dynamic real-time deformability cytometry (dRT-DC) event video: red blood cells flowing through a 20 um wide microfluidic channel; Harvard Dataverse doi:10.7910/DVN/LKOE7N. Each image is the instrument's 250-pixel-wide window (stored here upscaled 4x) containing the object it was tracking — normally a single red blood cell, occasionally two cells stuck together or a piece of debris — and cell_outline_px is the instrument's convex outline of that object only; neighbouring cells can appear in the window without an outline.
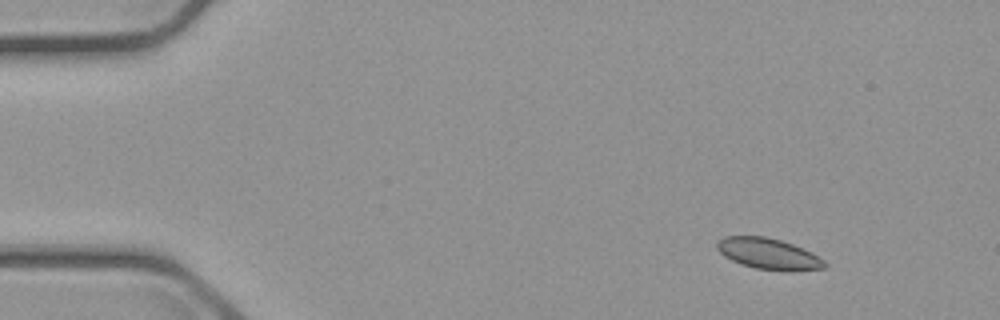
{"species": "common noctule bat (a hibernating species)", "species_latin": "Nyctalus noctula", "temperature_condition": "cold", "stored_images_in_passage": 5, "camera_frame_rate_fps": 3000, "um_per_image_px": 0.085, "animal": {"sex": "male", "body_mass_g": 23.1, "forearm_length_mm": 52.7}, "frame": {"image": 1, "passage_image": 2, "time_ms": 1.333, "image_size_px": [1000, 320], "cell_outline_px": [[828, 264], [824, 268], [792, 272], [784, 272], [756, 268], [740, 264], [724, 256], [716, 248], [716, 240], [724, 236], [764, 236], [780, 240], [792, 244], [812, 252], [824, 260]], "centroid_in_image_um": [65.33, 21.58], "position_along_channel_um": 19.7, "area_um2": 19.77}}
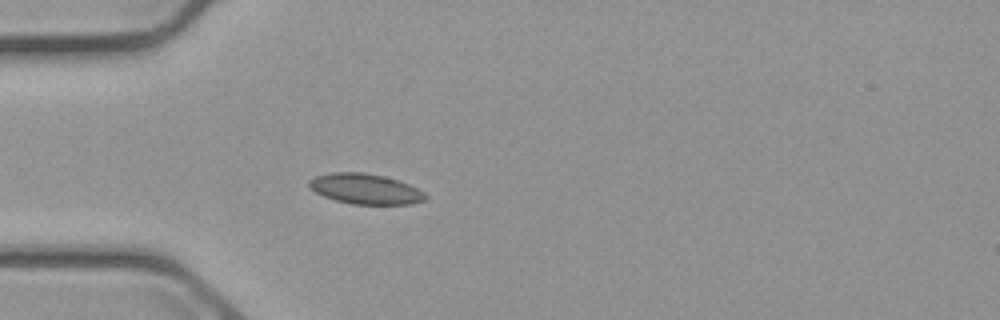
{"frame": {"image": 2, "passage_image": 5, "time_ms": 4.667, "image_size_px": [1000, 320], "cell_outline_px": [[428, 196], [424, 200], [412, 204], [352, 204], [336, 200], [324, 196], [308, 188], [308, 180], [316, 176], [332, 172], [364, 172], [384, 176], [408, 184], [424, 192]], "centroid_in_image_um": [31.03, 16.05], "position_along_channel_um": 54.0, "area_um2": 20.52}}